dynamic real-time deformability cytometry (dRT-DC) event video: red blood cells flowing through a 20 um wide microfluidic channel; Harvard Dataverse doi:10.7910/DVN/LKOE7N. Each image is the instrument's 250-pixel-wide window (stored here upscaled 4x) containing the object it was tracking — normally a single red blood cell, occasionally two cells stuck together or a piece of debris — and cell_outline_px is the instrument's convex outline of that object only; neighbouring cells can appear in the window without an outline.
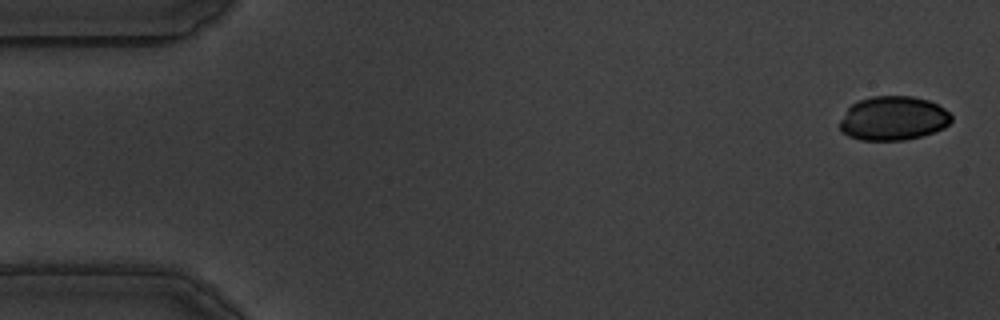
{"species": "common noctule bat (a hibernating species)", "species_latin": "Nyctalus noctula", "temperature_condition": "warm", "stored_images_in_passage": 57, "camera_frame_rate_fps": 3000, "um_per_image_px": 0.085, "animal": {"sex": "male", "body_mass_g": 19.5, "forearm_length_mm": 54.6}, "frame": {"image": 1, "passage_image": 2, "time_ms": 0.333, "image_size_px": [1000, 320], "cell_outline_px": [[952, 120], [944, 128], [920, 136], [904, 140], [860, 140], [848, 136], [840, 132], [840, 120], [848, 108], [852, 104], [860, 100], [872, 96], [912, 96], [928, 100], [944, 108], [952, 116]], "centroid_in_image_um": [75.91, 10.06], "position_along_channel_um": 9.1, "area_um2": 28.61}}
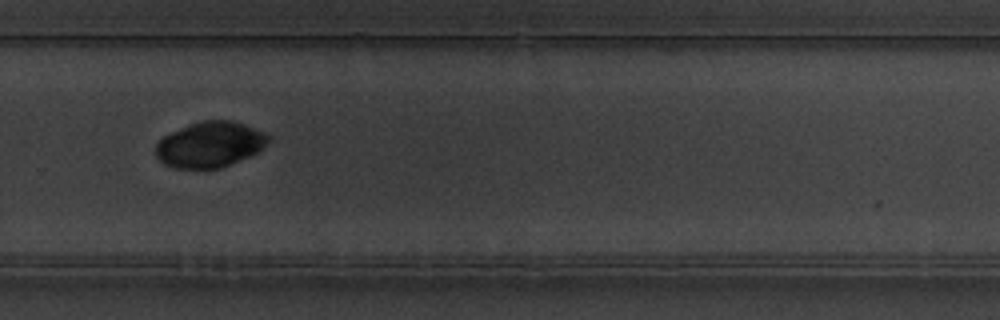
{"frame": {"image": 2, "passage_image": 39, "time_ms": 12.667, "image_size_px": [1000, 320], "cell_outline_px": [[272, 140], [256, 152], [248, 156], [220, 168], [176, 168], [164, 164], [156, 156], [156, 144], [164, 136], [172, 132], [200, 120], [232, 120], [244, 124], [264, 132], [272, 136]], "centroid_in_image_um": [17.87, 12.27], "position_along_channel_um": 311.9, "area_um2": 29.71}}
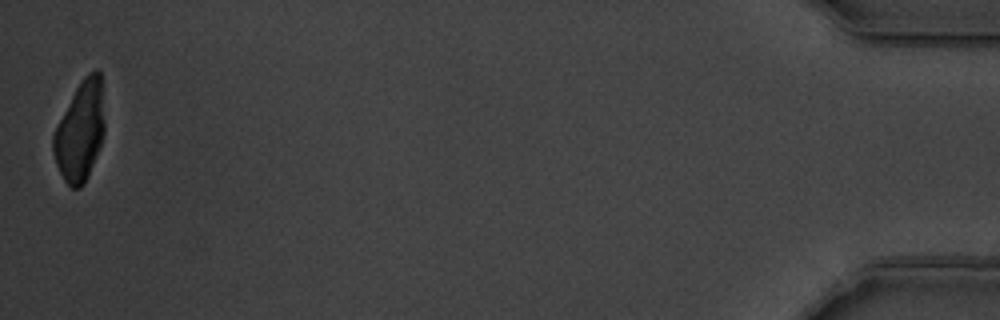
{"frame": {"image": 3, "passage_image": 57, "time_ms": 18.667, "image_size_px": [1000, 320], "cell_outline_px": [[104, 132], [100, 144], [88, 176], [84, 184], [80, 188], [72, 188], [64, 180], [56, 164], [52, 148], [52, 136], [76, 88], [84, 76], [88, 72], [96, 68], [100, 72], [104, 120]], "centroid_in_image_um": [6.81, 11.15], "position_along_channel_um": 428.4, "area_um2": 29.25}}